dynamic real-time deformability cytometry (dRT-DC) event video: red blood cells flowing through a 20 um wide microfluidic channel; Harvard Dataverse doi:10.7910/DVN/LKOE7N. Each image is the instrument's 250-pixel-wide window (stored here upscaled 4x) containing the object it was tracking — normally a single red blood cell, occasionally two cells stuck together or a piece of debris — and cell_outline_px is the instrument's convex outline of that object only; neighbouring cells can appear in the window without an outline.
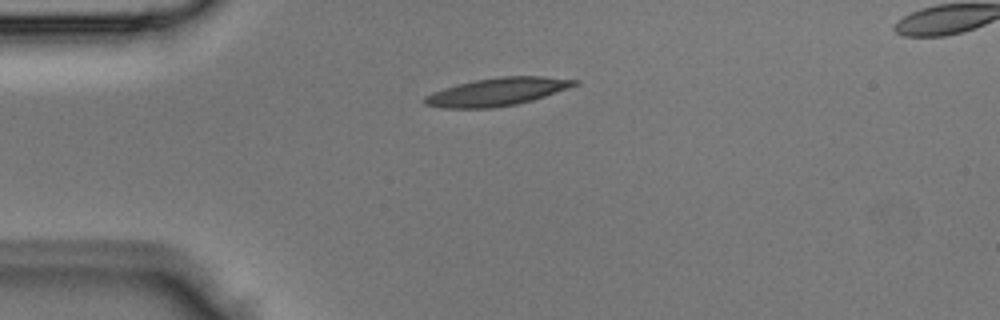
{"species": "Egyptian fruit bat (a non-hibernating species)", "species_latin": "Rousettus aegyptiacus", "temperature_condition": "room temperature", "stored_images_in_passage": 2, "camera_frame_rate_fps": 3000, "um_per_image_px": 0.085, "animal": {"sex": "male"}, "frame": {"image": 1, "passage_image": 1, "time_ms": 0.0, "image_size_px": [1000, 320], "cell_outline_px": [[580, 84], [532, 100], [516, 104], [492, 108], [440, 108], [424, 104], [424, 96], [432, 92], [444, 88], [476, 80], [500, 76], [544, 76], [580, 80]], "centroid_in_image_um": [42.27, 7.8], "position_along_channel_um": 42.7, "area_um2": 24.28}}